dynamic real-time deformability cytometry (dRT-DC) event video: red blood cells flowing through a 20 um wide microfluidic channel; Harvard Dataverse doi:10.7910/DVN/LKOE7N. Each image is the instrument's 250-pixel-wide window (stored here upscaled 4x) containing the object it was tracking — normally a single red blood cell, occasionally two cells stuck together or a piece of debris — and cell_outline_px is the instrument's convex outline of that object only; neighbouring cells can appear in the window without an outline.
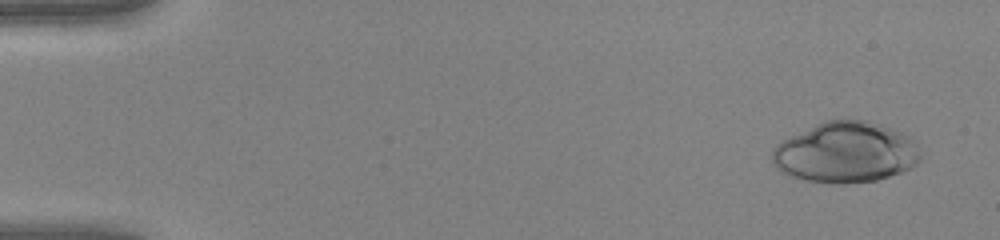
{"species": "human", "species_latin": "Homo sapiens", "temperature_condition": "warm", "stored_images_in_passage": 48, "camera_frame_rate_fps": 3000, "um_per_image_px": 0.085, "donor": {"sex": "female"}, "frame": {"image": 1, "passage_image": 3, "time_ms": 0.667, "image_size_px": [1000, 240], "cell_outline_px": [[920, 160], [912, 168], [876, 180], [844, 184], [832, 184], [804, 180], [792, 176], [776, 168], [772, 164], [772, 148], [776, 144], [824, 120], [868, 120], [880, 124], [900, 132], [908, 136], [916, 144], [920, 156]], "centroid_in_image_um": [71.87, 12.97], "position_along_channel_um": 13.1, "area_um2": 52.31}}
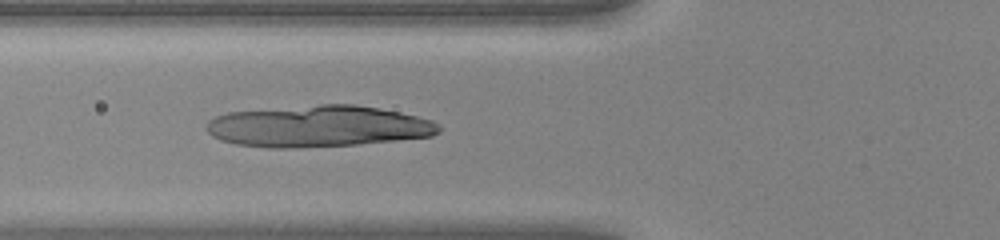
{"frame": {"image": 2, "passage_image": 19, "time_ms": 6.0, "image_size_px": [1000, 240], "cell_outline_px": [[440, 132], [432, 136], [356, 144], [292, 148], [268, 148], [236, 144], [220, 140], [212, 136], [204, 128], [208, 120], [216, 116], [228, 112], [320, 104], [356, 104], [380, 108], [400, 112], [432, 120], [440, 124]], "centroid_in_image_um": [27.02, 10.73], "position_along_channel_um": 98.8, "area_um2": 56.3}}
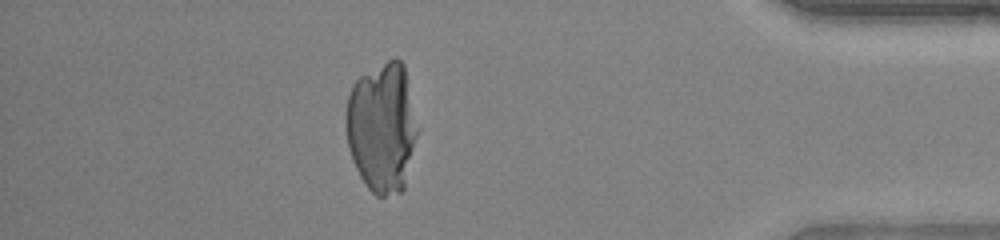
{"frame": {"image": 3, "passage_image": 43, "time_ms": 14.0, "image_size_px": [1000, 240], "cell_outline_px": [[420, 128], [404, 188], [400, 192], [384, 196], [376, 196], [368, 188], [360, 176], [352, 160], [348, 148], [344, 124], [344, 112], [348, 96], [352, 84], [360, 76], [388, 60], [396, 56], [404, 64]], "centroid_in_image_um": [32.48, 10.81], "position_along_channel_um": 402.7, "area_um2": 55.31}}